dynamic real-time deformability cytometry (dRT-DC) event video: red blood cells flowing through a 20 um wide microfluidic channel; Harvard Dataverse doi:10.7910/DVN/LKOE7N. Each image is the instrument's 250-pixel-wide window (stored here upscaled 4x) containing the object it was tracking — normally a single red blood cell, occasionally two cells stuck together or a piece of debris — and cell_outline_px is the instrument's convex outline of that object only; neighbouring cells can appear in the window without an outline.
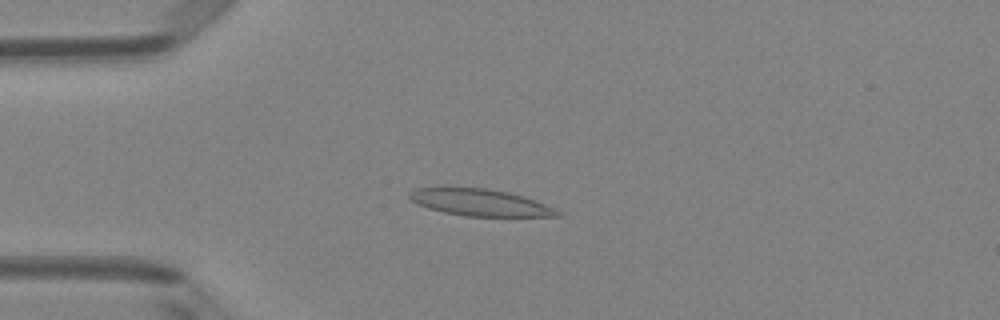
{"species": "Egyptian fruit bat (a non-hibernating species)", "species_latin": "Rousettus aegyptiacus", "temperature_condition": "room temperature", "stored_images_in_passage": 6, "camera_frame_rate_fps": 3000, "um_per_image_px": 0.085, "animal": {"sex": "female"}, "frame": {"image": 1, "passage_image": 2, "time_ms": 0.333, "image_size_px": [1000, 320], "cell_outline_px": [[564, 212], [560, 216], [468, 216], [444, 212], [428, 208], [416, 204], [408, 196], [416, 188], [440, 184], [484, 188], [508, 192], [524, 196], [556, 208]], "centroid_in_image_um": [40.75, 17.17], "position_along_channel_um": 44.2, "area_um2": 23.87}}
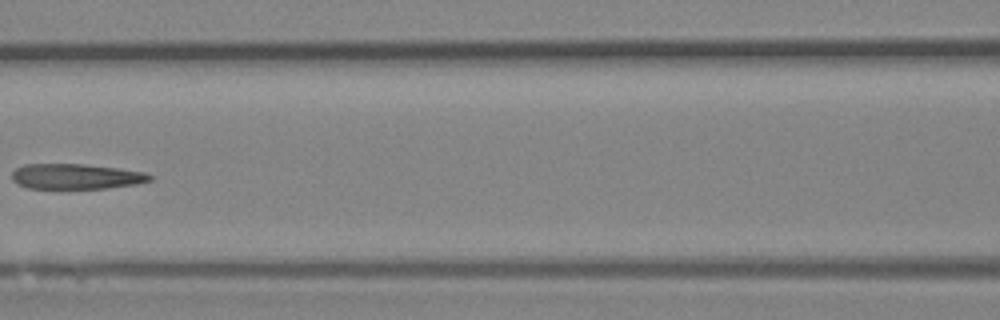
{"frame": {"image": 2, "passage_image": 5, "time_ms": 1.333, "image_size_px": [1000, 320], "cell_outline_px": [[152, 180], [136, 184], [108, 188], [28, 188], [16, 184], [12, 180], [12, 172], [16, 168], [24, 164], [84, 164], [116, 168], [144, 172], [152, 176]], "centroid_in_image_um": [6.43, 15.0], "position_along_channel_um": 160.2, "area_um2": 20.29}}
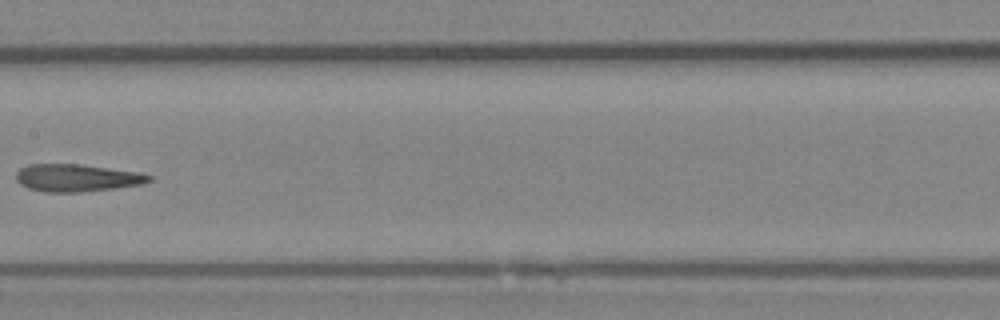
{"frame": {"image": 3, "passage_image": 6, "time_ms": 1.667, "image_size_px": [1000, 320], "cell_outline_px": [[152, 180], [144, 184], [116, 188], [80, 192], [44, 192], [28, 188], [20, 184], [16, 180], [16, 172], [20, 168], [28, 164], [80, 164], [140, 172], [152, 176]], "centroid_in_image_um": [6.54, 15.12], "position_along_channel_um": 200.9, "area_um2": 21.44}}